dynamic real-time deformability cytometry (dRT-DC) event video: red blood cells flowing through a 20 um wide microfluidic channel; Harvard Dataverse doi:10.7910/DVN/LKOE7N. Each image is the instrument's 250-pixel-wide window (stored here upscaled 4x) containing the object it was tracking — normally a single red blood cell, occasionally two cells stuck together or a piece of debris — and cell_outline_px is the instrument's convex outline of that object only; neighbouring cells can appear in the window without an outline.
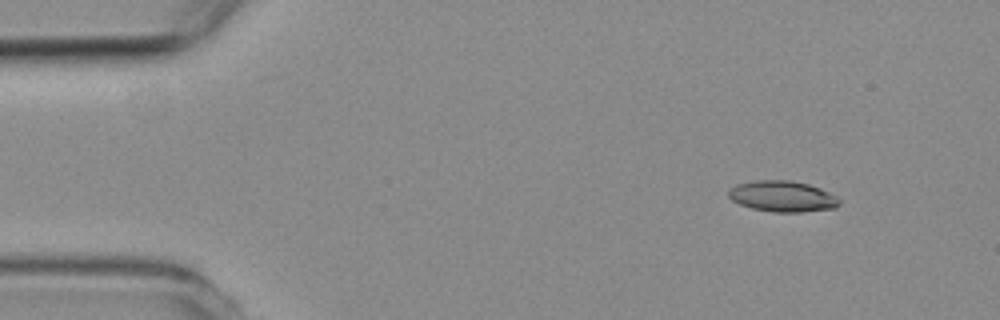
{"species": "common noctule bat (a hibernating species)", "species_latin": "Nyctalus noctula", "temperature_condition": "room temperature", "stored_images_in_passage": 3, "camera_frame_rate_fps": 3000, "um_per_image_px": 0.085, "animal": {"sex": "female", "body_mass_g": 19.3, "forearm_length_mm": 54.1}, "frame": {"image": 1, "passage_image": 1, "time_ms": 0.0, "image_size_px": [1000, 320], "cell_outline_px": [[840, 204], [836, 208], [800, 212], [772, 212], [752, 208], [740, 204], [732, 200], [728, 196], [728, 192], [736, 184], [752, 180], [788, 180], [808, 184], [820, 188], [836, 196], [840, 200]], "centroid_in_image_um": [66.51, 16.69], "position_along_channel_um": 18.5, "area_um2": 20.0}}